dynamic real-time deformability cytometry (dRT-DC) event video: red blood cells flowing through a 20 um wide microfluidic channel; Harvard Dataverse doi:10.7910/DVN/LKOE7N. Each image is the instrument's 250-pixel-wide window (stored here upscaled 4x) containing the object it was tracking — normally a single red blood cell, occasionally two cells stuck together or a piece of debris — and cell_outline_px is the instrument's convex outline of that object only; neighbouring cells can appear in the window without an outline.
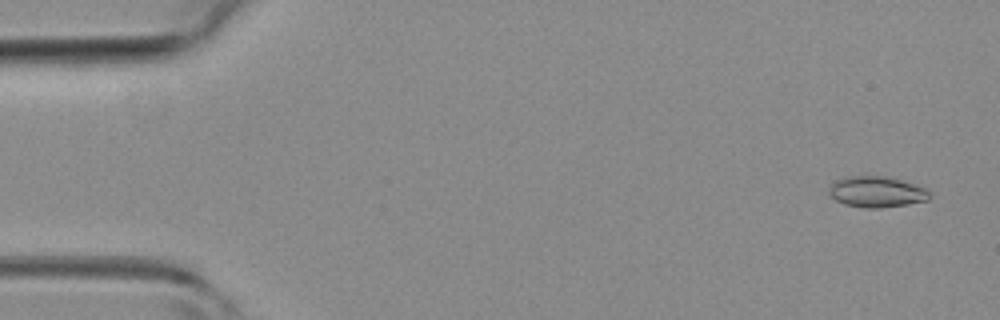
{"species": "common noctule bat (a hibernating species)", "species_latin": "Nyctalus noctula", "temperature_condition": "room temperature", "stored_images_in_passage": 8, "camera_frame_rate_fps": 3000, "um_per_image_px": 0.085, "animal": {"sex": "female", "body_mass_g": 19.3, "forearm_length_mm": 54.1}, "frame": {"image": 1, "passage_image": 2, "time_ms": 0.333, "image_size_px": [1000, 320], "cell_outline_px": [[932, 196], [928, 200], [908, 204], [880, 208], [864, 208], [844, 204], [836, 200], [828, 192], [828, 188], [836, 180], [852, 176], [884, 176], [900, 180], [924, 188], [932, 192]], "centroid_in_image_um": [74.53, 16.32], "position_along_channel_um": 10.5, "area_um2": 18.03}}